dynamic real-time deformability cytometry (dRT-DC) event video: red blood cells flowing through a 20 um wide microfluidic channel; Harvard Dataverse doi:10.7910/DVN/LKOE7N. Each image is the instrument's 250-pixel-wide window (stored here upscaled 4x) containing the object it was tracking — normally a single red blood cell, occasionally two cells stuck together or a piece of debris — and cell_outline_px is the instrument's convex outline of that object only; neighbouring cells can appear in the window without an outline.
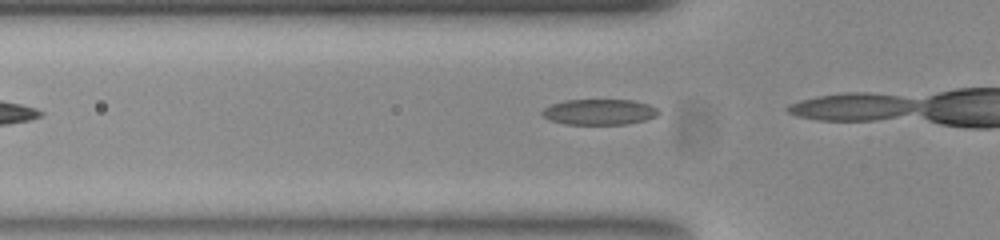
{"species": "common noctule bat (a hibernating species)", "species_latin": "Nyctalus noctula", "temperature_condition": "room temperature", "stored_images_in_passage": 5, "camera_frame_rate_fps": 3000, "um_per_image_px": 0.085, "animal": {"sex": "female", "body_mass_g": 23.0, "forearm_length_mm": 53.4}, "frame": {"image": 1, "passage_image": 3, "time_ms": 0.667, "image_size_px": [1000, 240], "cell_outline_px": [[660, 112], [656, 116], [644, 120], [624, 124], [564, 124], [552, 120], [544, 116], [540, 112], [544, 108], [552, 104], [564, 100], [632, 100], [648, 104], [656, 108]], "centroid_in_image_um": [50.93, 9.51], "position_along_channel_um": 74.9, "area_um2": 17.22}}